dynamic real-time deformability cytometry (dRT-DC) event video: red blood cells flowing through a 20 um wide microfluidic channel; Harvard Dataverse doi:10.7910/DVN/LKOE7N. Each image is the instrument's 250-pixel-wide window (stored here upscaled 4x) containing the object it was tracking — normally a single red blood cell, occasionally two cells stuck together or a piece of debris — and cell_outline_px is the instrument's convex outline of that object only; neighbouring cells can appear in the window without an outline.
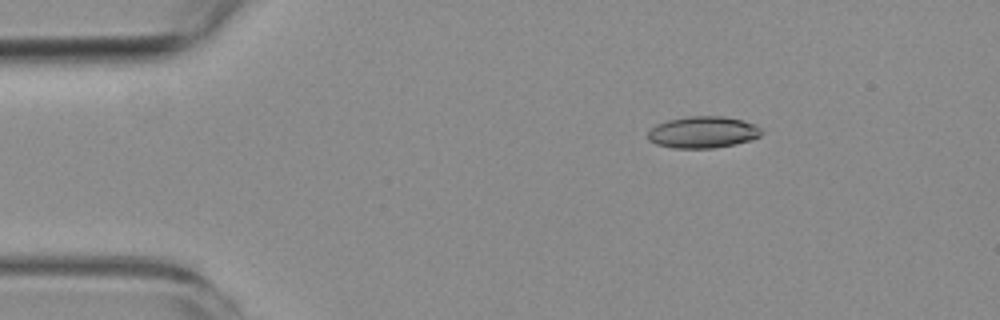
{"species": "common noctule bat (a hibernating species)", "species_latin": "Nyctalus noctula", "temperature_condition": "room temperature", "stored_images_in_passage": 6, "camera_frame_rate_fps": 3000, "um_per_image_px": 0.085, "animal": {"sex": "female", "body_mass_g": 19.3, "forearm_length_mm": 54.1}, "frame": {"image": 1, "passage_image": 3, "time_ms": 2.333, "image_size_px": [1000, 320], "cell_outline_px": [[764, 132], [760, 136], [752, 140], [736, 144], [716, 148], [672, 148], [656, 144], [648, 140], [648, 132], [656, 124], [668, 120], [688, 116], [724, 116], [756, 124]], "centroid_in_image_um": [59.77, 11.24], "position_along_channel_um": 25.2, "area_um2": 21.15}}
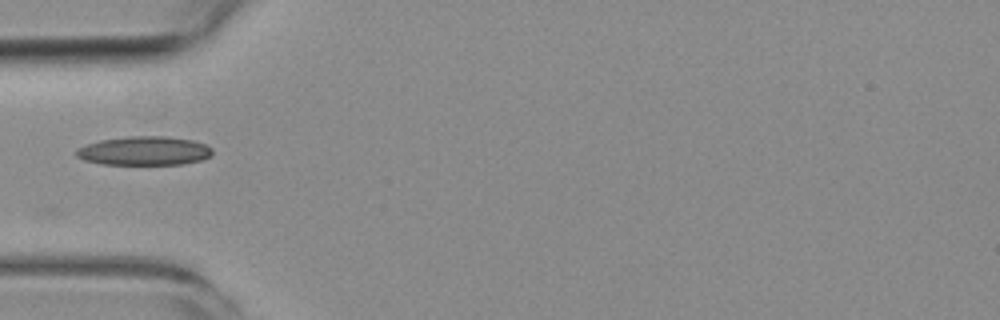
{"frame": {"image": 2, "passage_image": 5, "time_ms": 5.333, "image_size_px": [1000, 320], "cell_outline_px": [[212, 156], [204, 160], [184, 164], [100, 164], [84, 160], [76, 156], [76, 148], [100, 140], [128, 136], [168, 136], [192, 140], [204, 144], [212, 148]], "centroid_in_image_um": [12.29, 12.82], "position_along_channel_um": 72.7, "area_um2": 23.06}}
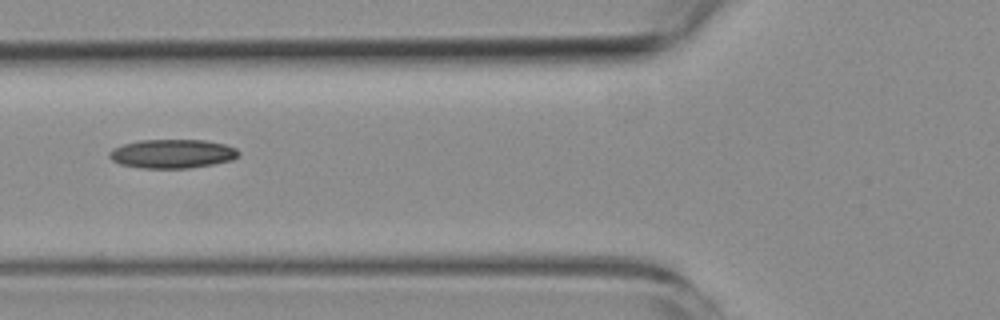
{"frame": {"image": 3, "passage_image": 6, "time_ms": 6.333, "image_size_px": [1000, 320], "cell_outline_px": [[240, 152], [232, 160], [212, 164], [188, 168], [140, 168], [120, 164], [112, 160], [108, 156], [108, 152], [112, 148], [124, 144], [140, 140], [204, 140], [224, 144], [236, 148]], "centroid_in_image_um": [14.61, 13.07], "position_along_channel_um": 111.2, "area_um2": 21.73}}